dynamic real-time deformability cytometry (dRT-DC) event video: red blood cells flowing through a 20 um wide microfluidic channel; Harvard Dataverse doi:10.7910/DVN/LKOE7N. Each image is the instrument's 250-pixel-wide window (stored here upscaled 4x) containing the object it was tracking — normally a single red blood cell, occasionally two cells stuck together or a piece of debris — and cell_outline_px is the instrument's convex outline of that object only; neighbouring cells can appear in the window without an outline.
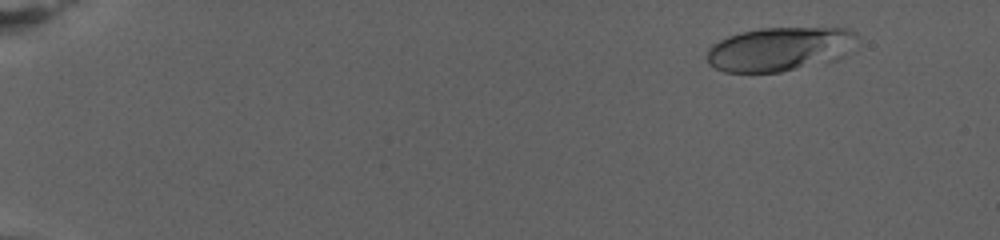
{"species": "human", "species_latin": "Homo sapiens", "temperature_condition": "warm", "stored_images_in_passage": 79, "camera_frame_rate_fps": 3000, "um_per_image_px": 0.085, "donor": {"sex": "female"}, "frame": {"image": 1, "passage_image": 9, "time_ms": 2.667, "image_size_px": [1000, 240], "cell_outline_px": [[856, 36], [792, 68], [780, 72], [724, 72], [708, 64], [708, 48], [712, 44], [728, 36], [740, 32], [760, 28], [848, 28], [856, 32]], "centroid_in_image_um": [65.77, 4.11], "position_along_channel_um": 19.2, "area_um2": 34.33}}
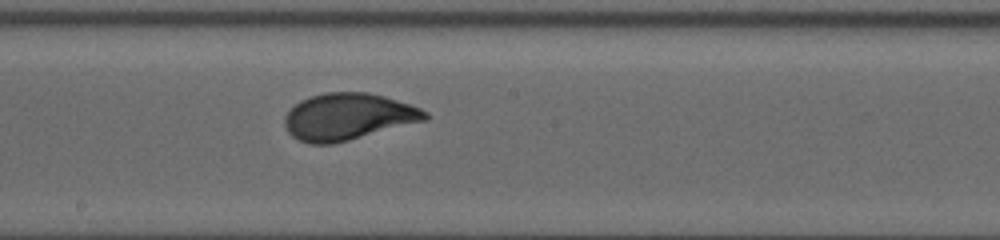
{"frame": {"image": 2, "passage_image": 47, "time_ms": 15.333, "image_size_px": [1000, 240], "cell_outline_px": [[428, 120], [332, 144], [312, 144], [300, 140], [292, 136], [288, 132], [284, 124], [284, 116], [300, 100], [324, 92], [368, 92], [384, 96], [420, 108], [428, 112]], "centroid_in_image_um": [29.59, 9.91], "position_along_channel_um": 218.6, "area_um2": 38.09}}
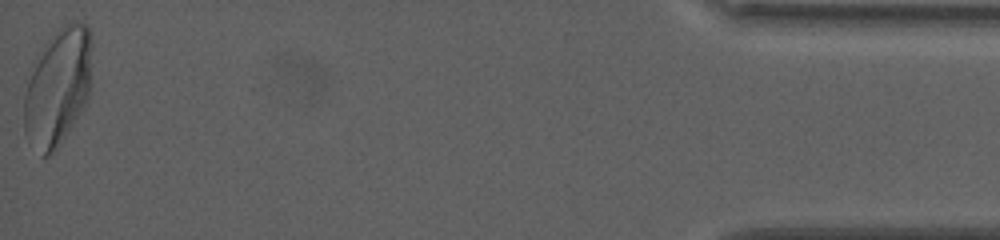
{"frame": {"image": 3, "passage_image": 79, "time_ms": 26.0, "image_size_px": [1000, 240], "cell_outline_px": [[92, 44], [88, 96], [80, 112], [60, 144], [48, 156], [40, 156], [24, 132], [24, 96], [32, 72], [44, 44], [56, 32], [72, 20], [88, 24], [92, 36]], "centroid_in_image_um": [4.93, 7.38], "position_along_channel_um": 430.3, "area_um2": 45.6}, "authors_computed_cell_mechanics": {"area_um2": 37.0498, "velocity_mm_per_s": 2.7424, "shape_relaxation_time_tau1_ms": 5.0952, "shape_relaxation_time_tau2_ms": null, "deformation_change_tau1": 0.1907, "deformation_change_tau2": null}}